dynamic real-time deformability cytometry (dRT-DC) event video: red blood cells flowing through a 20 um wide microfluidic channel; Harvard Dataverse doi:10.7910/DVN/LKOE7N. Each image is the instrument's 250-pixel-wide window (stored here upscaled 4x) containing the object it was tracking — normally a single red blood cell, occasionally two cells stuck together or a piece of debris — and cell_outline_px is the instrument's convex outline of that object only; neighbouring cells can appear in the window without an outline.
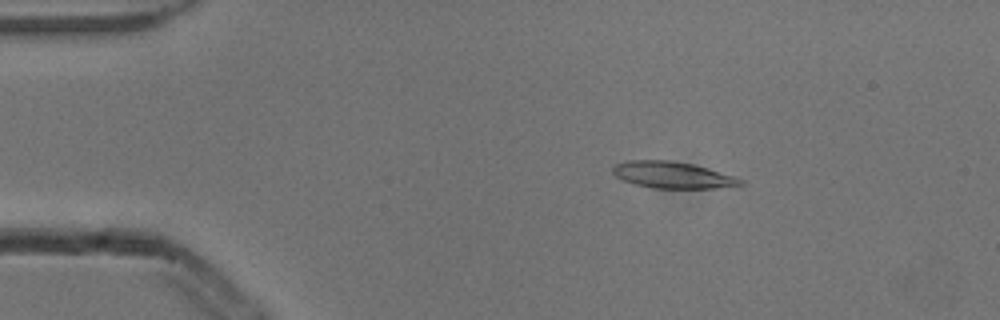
{"species": "common noctule bat (a hibernating species)", "species_latin": "Nyctalus noctula", "temperature_condition": "cold", "stored_images_in_passage": 4, "camera_frame_rate_fps": 3000, "um_per_image_px": 0.085, "animal": {"sex": "male", "body_mass_g": 13.3}, "frame": {"image": 1, "passage_image": 3, "time_ms": 0.667, "image_size_px": [1000, 320], "cell_outline_px": [[744, 184], [716, 188], [652, 188], [636, 184], [624, 180], [616, 176], [612, 172], [612, 168], [616, 164], [628, 160], [668, 160], [692, 164], [708, 168], [744, 180]], "centroid_in_image_um": [57.15, 14.87], "position_along_channel_um": 27.9, "area_um2": 19.54}}